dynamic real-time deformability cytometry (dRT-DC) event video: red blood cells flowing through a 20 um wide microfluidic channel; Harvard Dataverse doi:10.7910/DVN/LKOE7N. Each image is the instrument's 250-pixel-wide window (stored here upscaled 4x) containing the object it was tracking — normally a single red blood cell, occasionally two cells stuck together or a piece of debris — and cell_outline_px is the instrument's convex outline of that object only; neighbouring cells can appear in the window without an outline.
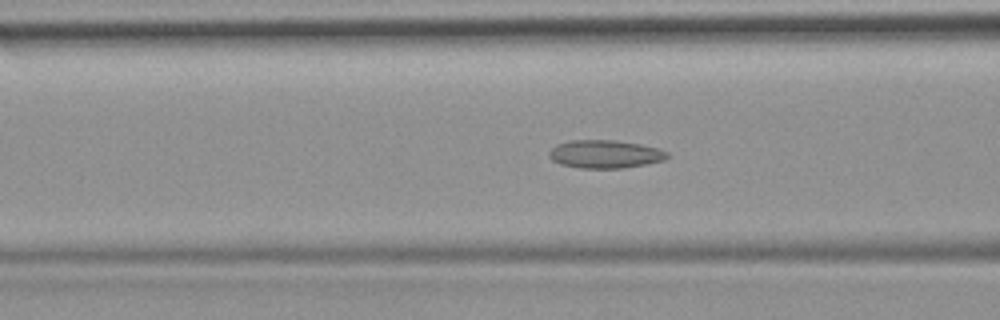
{"species": "common noctule bat (a hibernating species)", "species_latin": "Nyctalus noctula", "temperature_condition": "room temperature", "stored_images_in_passage": 51, "camera_frame_rate_fps": 3000, "um_per_image_px": 0.085, "animal": {"sex": "female", "body_mass_g": 19.9}, "frame": {"image": 1, "passage_image": 19, "time_ms": 6.0, "image_size_px": [1000, 320], "cell_outline_px": [[668, 156], [664, 160], [624, 168], [580, 168], [560, 164], [552, 160], [548, 156], [548, 152], [556, 144], [568, 140], [616, 140], [640, 144], [660, 148], [668, 152]], "centroid_in_image_um": [51.41, 13.09], "position_along_channel_um": 115.2, "area_um2": 19.48}}
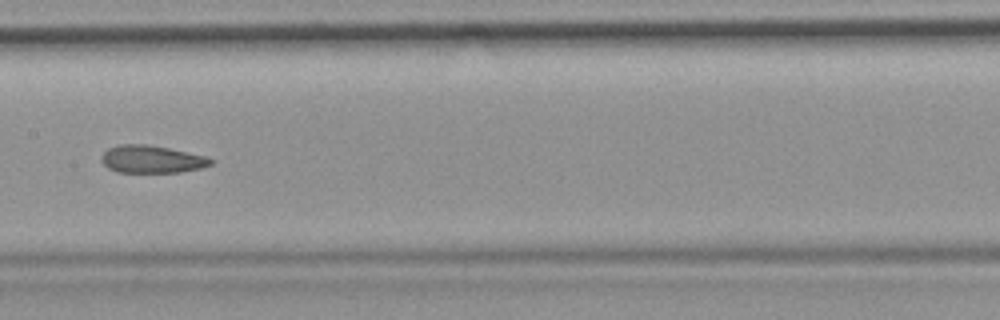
{"frame": {"image": 2, "passage_image": 25, "time_ms": 8.0, "image_size_px": [1000, 320], "cell_outline_px": [[212, 164], [200, 168], [180, 172], [116, 172], [108, 168], [100, 160], [100, 156], [108, 148], [120, 144], [144, 144], [168, 148], [204, 156], [212, 160]], "centroid_in_image_um": [12.83, 13.54], "position_along_channel_um": 194.6, "area_um2": 17.4}}
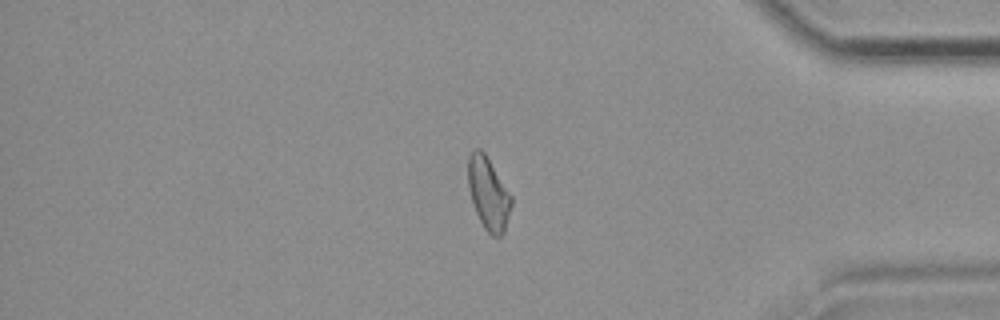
{"frame": {"image": 3, "passage_image": 42, "time_ms": 13.667, "image_size_px": [1000, 320], "cell_outline_px": [[512, 204], [504, 232], [500, 236], [492, 236], [484, 228], [476, 212], [468, 188], [468, 156], [472, 148], [480, 148], [484, 152], [512, 196]], "centroid_in_image_um": [41.5, 16.42], "position_along_channel_um": 393.7, "area_um2": 18.21}, "authors_computed_cell_mechanics": {"area_um2": 18.9584, "velocity_mm_per_s": 3.9688, "shape_relaxation_time_tau1_ms": null, "shape_relaxation_time_tau2_ms": 2.322, "deformation_change_tau1": null, "deformation_change_tau2": 0.0954}}